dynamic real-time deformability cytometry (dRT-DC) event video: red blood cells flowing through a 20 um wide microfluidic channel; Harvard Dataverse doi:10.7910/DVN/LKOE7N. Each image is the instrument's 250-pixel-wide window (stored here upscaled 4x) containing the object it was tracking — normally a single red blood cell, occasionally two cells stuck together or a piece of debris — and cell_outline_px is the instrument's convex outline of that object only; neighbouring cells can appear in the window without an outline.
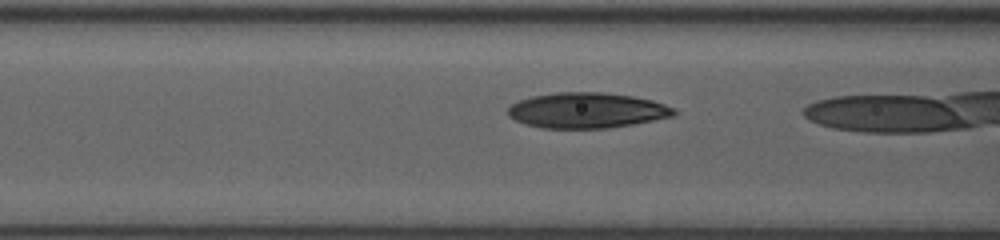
{"species": "human", "species_latin": "Homo sapiens", "temperature_condition": "room temperature", "stored_images_in_passage": 13, "camera_frame_rate_fps": 3000, "um_per_image_px": 0.085, "donor": {"sex": "female"}, "frame": {"image": 1, "passage_image": 9, "time_ms": 2.667, "image_size_px": [1000, 240], "cell_outline_px": [[676, 116], [632, 124], [608, 128], [544, 128], [524, 124], [508, 116], [508, 108], [512, 104], [520, 100], [532, 96], [556, 92], [604, 92], [632, 96], [652, 100], [676, 108]], "centroid_in_image_um": [49.9, 9.38], "position_along_channel_um": 116.7, "area_um2": 34.39}}
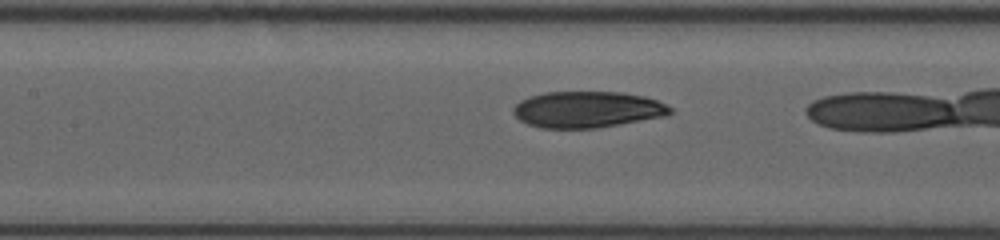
{"frame": {"image": 2, "passage_image": 12, "time_ms": 3.667, "image_size_px": [1000, 240], "cell_outline_px": [[672, 112], [668, 116], [596, 128], [540, 128], [528, 124], [520, 120], [512, 112], [512, 108], [520, 100], [528, 96], [544, 92], [624, 92], [644, 96], [656, 100], [672, 108]], "centroid_in_image_um": [49.91, 9.3], "position_along_channel_um": 157.5, "area_um2": 33.41}}